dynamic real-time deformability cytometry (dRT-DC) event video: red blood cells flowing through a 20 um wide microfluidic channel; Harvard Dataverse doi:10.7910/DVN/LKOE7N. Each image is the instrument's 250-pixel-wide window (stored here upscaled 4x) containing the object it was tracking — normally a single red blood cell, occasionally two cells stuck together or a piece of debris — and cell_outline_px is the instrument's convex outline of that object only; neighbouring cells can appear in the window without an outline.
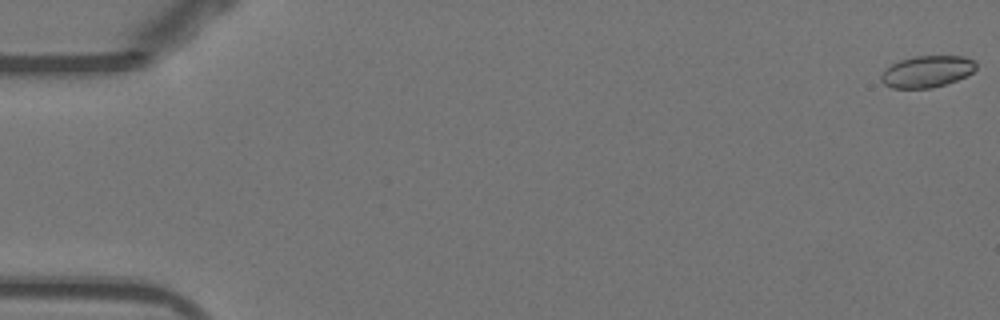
{"species": "Egyptian fruit bat (a non-hibernating species)", "species_latin": "Rousettus aegyptiacus", "temperature_condition": "warm", "stored_images_in_passage": 53, "camera_frame_rate_fps": 3000, "um_per_image_px": 0.085, "animal": {"sex": "female"}, "frame": {"image": 1, "passage_image": 1, "time_ms": 0.0, "image_size_px": [1000, 320], "cell_outline_px": [[976, 68], [972, 72], [956, 80], [932, 88], [892, 88], [884, 84], [880, 80], [880, 76], [892, 64], [900, 60], [916, 56], [964, 56], [972, 60], [976, 64]], "centroid_in_image_um": [78.78, 6.08], "position_along_channel_um": 6.2, "area_um2": 17.22}}
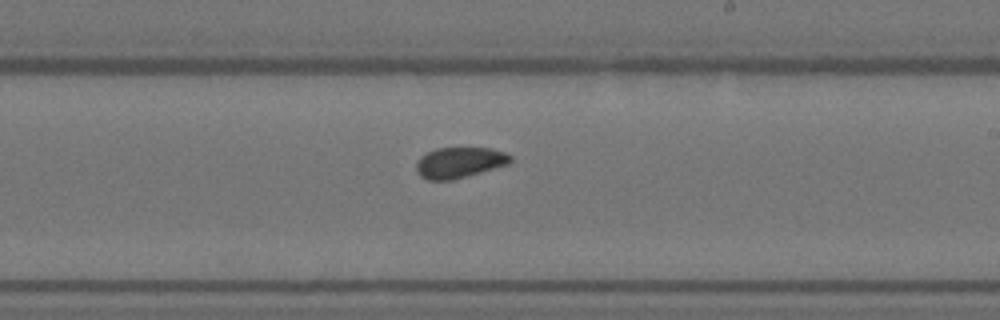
{"frame": {"image": 2, "passage_image": 32, "time_ms": 10.333, "image_size_px": [1000, 320], "cell_outline_px": [[512, 160], [508, 164], [452, 180], [428, 180], [420, 176], [416, 172], [416, 164], [420, 156], [436, 148], [492, 148], [504, 152], [512, 156]], "centroid_in_image_um": [39.03, 13.81], "position_along_channel_um": 250.0, "area_um2": 16.82}}
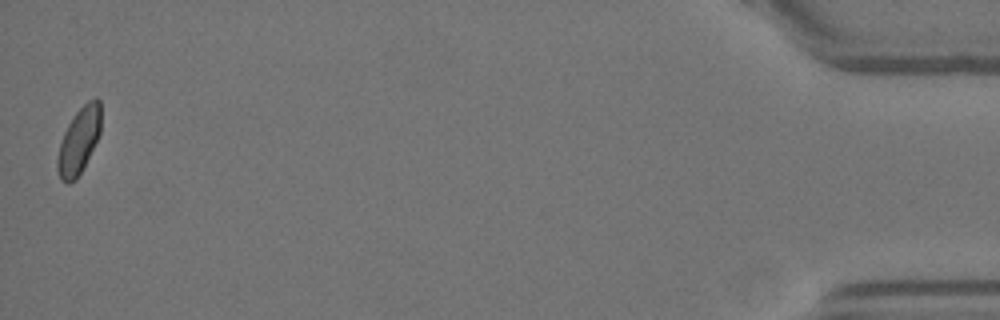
{"frame": {"image": 3, "passage_image": 53, "time_ms": 17.333, "image_size_px": [1000, 320], "cell_outline_px": [[100, 132], [76, 180], [68, 184], [60, 180], [56, 168], [56, 160], [60, 144], [64, 132], [68, 124], [76, 112], [88, 100], [96, 96], [100, 100]], "centroid_in_image_um": [6.68, 11.96], "position_along_channel_um": 428.5, "area_um2": 16.53}, "authors_computed_cell_mechanics": {"area_um2": 17.051, "velocity_mm_per_s": 3.8666, "shape_relaxation_time_tau1_ms": null, "shape_relaxation_time_tau2_ms": 1.657, "deformation_change_tau1": null, "deformation_change_tau2": 0.0603}}